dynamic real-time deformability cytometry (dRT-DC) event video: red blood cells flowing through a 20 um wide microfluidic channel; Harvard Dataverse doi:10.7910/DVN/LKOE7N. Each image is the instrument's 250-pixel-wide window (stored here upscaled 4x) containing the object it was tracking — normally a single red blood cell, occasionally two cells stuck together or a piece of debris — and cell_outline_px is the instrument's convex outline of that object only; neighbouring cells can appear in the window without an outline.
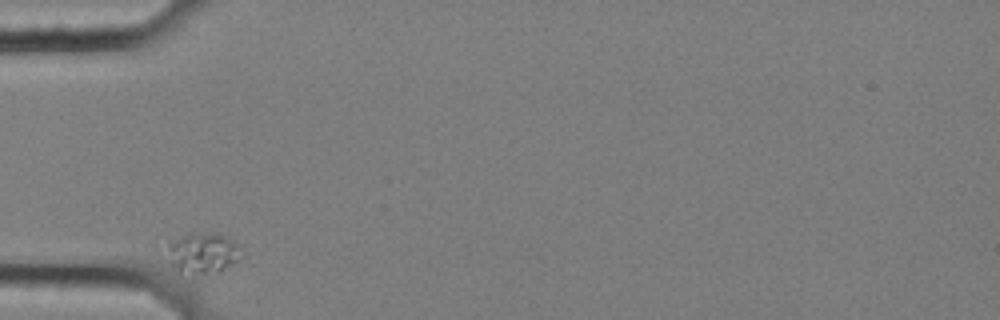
{"species": "common noctule bat (a hibernating species)", "species_latin": "Nyctalus noctula", "temperature_condition": "cold", "stored_images_in_passage": 3, "camera_frame_rate_fps": 3000, "um_per_image_px": 0.085, "animal": {"sex": "female", "body_mass_g": 25.1}, "frame": {"image": 1, "passage_image": 1, "time_ms": 0.0, "image_size_px": [1000, 320], "cell_outline_px": [[236, 260], [232, 264], [220, 272], [192, 280], [188, 280], [180, 276], [172, 264], [164, 248], [164, 244], [168, 240], [188, 232], [216, 232], [232, 240], [236, 244]], "centroid_in_image_um": [17.04, 21.58], "position_along_channel_um": 68.0, "area_um2": 18.9}}
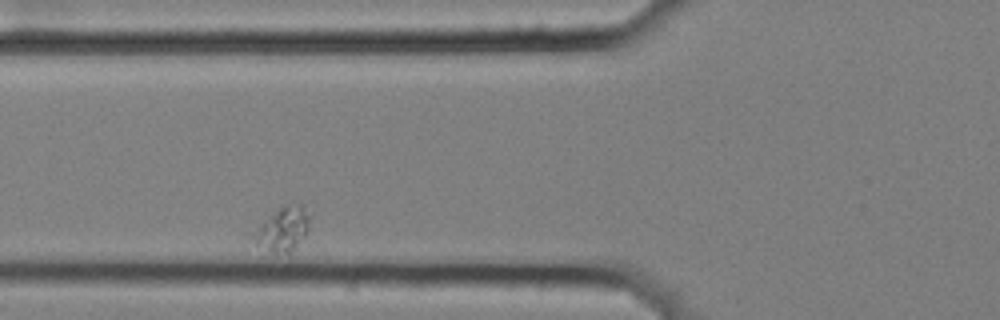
{"frame": {"image": 2, "passage_image": 2, "time_ms": 0.333, "image_size_px": [1000, 320], "cell_outline_px": [[308, 224], [304, 236], [288, 256], [276, 256], [256, 244], [248, 236], [284, 204], [304, 204], [308, 216]], "centroid_in_image_um": [24.0, 19.55], "position_along_channel_um": 101.8, "area_um2": 14.51}}